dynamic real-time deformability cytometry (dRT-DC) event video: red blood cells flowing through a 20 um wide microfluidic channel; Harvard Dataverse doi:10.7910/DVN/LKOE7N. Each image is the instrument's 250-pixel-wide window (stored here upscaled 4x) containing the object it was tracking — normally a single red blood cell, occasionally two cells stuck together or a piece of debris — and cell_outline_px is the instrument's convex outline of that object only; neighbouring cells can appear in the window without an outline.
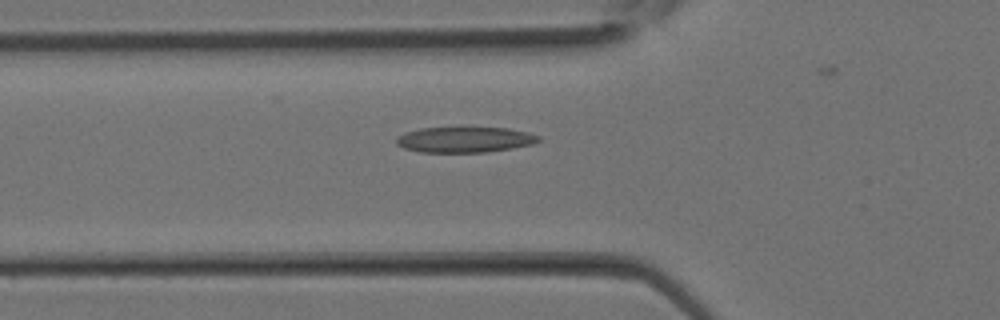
{"species": "Egyptian fruit bat (a non-hibernating species)", "species_latin": "Rousettus aegyptiacus", "temperature_condition": "room temperature", "stored_images_in_passage": 29, "camera_frame_rate_fps": 3000, "um_per_image_px": 0.085, "animal": {"sex": "female"}, "frame": {"image": 1, "passage_image": 11, "time_ms": 3.333, "image_size_px": [1000, 320], "cell_outline_px": [[540, 140], [532, 144], [512, 148], [488, 152], [420, 152], [404, 148], [396, 144], [396, 140], [404, 132], [420, 128], [508, 128], [528, 132], [540, 136]], "centroid_in_image_um": [39.51, 11.87], "position_along_channel_um": 86.3, "area_um2": 21.1}}
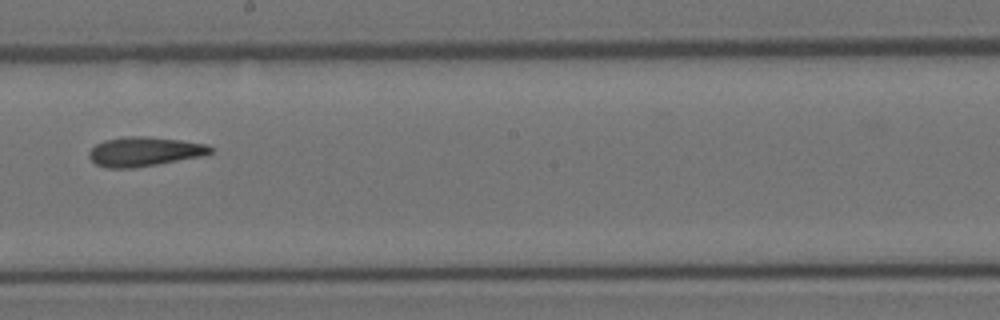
{"frame": {"image": 2, "passage_image": 18, "time_ms": 5.667, "image_size_px": [1000, 320], "cell_outline_px": [[212, 152], [204, 156], [132, 168], [108, 168], [96, 164], [88, 156], [88, 152], [96, 144], [104, 140], [124, 136], [144, 136], [180, 140], [208, 144], [212, 148]], "centroid_in_image_um": [12.27, 12.88], "position_along_channel_um": 235.9, "area_um2": 20.75}}
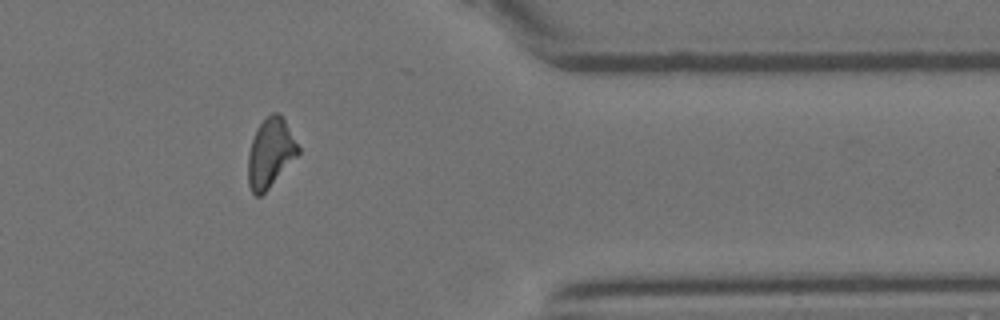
{"frame": {"image": 3, "passage_image": 26, "time_ms": 8.333, "image_size_px": [1000, 320], "cell_outline_px": [[300, 152], [268, 188], [260, 196], [256, 196], [252, 192], [248, 184], [248, 152], [256, 128], [272, 112], [280, 112], [300, 148]], "centroid_in_image_um": [22.97, 12.98], "position_along_channel_um": 388.4, "area_um2": 19.88}}